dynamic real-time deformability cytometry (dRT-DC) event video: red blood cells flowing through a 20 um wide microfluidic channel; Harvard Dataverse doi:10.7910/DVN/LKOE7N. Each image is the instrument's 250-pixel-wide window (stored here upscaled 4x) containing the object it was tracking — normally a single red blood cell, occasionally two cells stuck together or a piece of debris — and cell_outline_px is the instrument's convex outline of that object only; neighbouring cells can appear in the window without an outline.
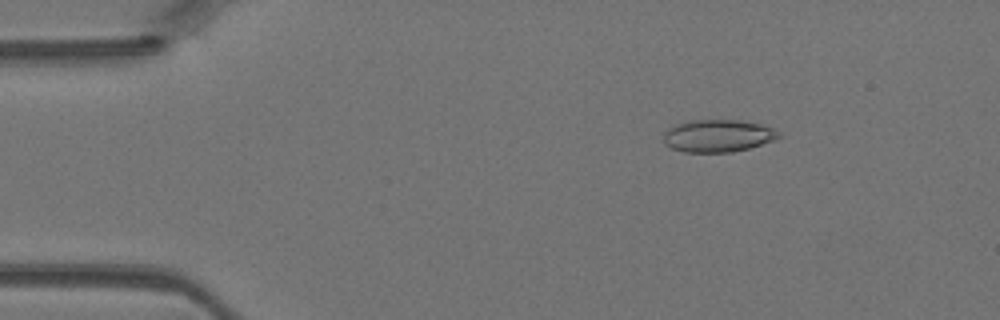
{"species": "Egyptian fruit bat (a non-hibernating species)", "species_latin": "Rousettus aegyptiacus", "temperature_condition": "warm", "stored_images_in_passage": 43, "camera_frame_rate_fps": 3000, "um_per_image_px": 0.085, "animal": {"sex": "female"}, "frame": {"image": 1, "passage_image": 5, "time_ms": 1.333, "image_size_px": [1000, 320], "cell_outline_px": [[784, 136], [748, 148], [732, 152], [684, 152], [672, 148], [664, 144], [664, 132], [668, 128], [676, 124], [688, 120], [740, 120], [760, 124], [776, 128]], "centroid_in_image_um": [61.03, 11.53], "position_along_channel_um": 24.0, "area_um2": 21.91}}
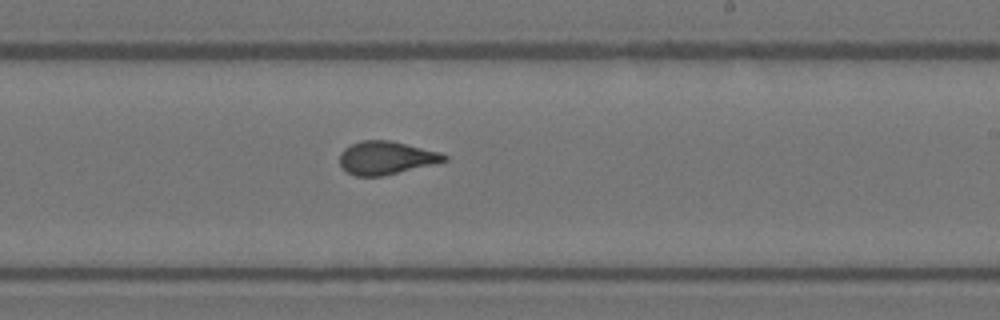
{"frame": {"image": 2, "passage_image": 25, "time_ms": 8.0, "image_size_px": [1000, 320], "cell_outline_px": [[448, 160], [384, 176], [356, 176], [348, 172], [340, 164], [340, 152], [344, 148], [360, 140], [392, 140], [440, 152], [448, 156]], "centroid_in_image_um": [32.82, 13.4], "position_along_channel_um": 256.2, "area_um2": 20.17}}
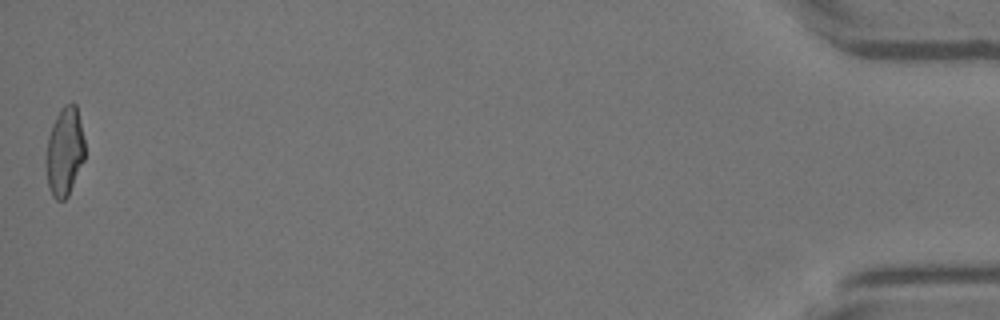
{"frame": {"image": 3, "passage_image": 43, "time_ms": 14.0, "image_size_px": [1000, 320], "cell_outline_px": [[84, 160], [68, 196], [64, 200], [56, 200], [52, 196], [48, 188], [44, 160], [48, 136], [52, 124], [60, 108], [64, 104], [72, 100], [76, 104], [84, 140]], "centroid_in_image_um": [5.46, 12.88], "position_along_channel_um": 429.7, "area_um2": 20.46}}